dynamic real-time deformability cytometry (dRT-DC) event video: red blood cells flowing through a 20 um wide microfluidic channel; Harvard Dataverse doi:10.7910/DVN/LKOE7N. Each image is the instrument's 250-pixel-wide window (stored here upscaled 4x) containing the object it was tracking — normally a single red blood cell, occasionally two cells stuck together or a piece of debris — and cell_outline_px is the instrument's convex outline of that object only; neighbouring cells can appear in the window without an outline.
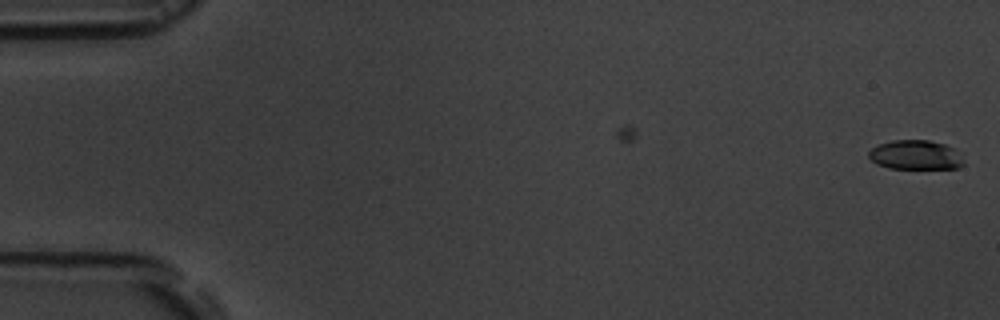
{"species": "common noctule bat (a hibernating species)", "species_latin": "Nyctalus noctula", "temperature_condition": "room temperature", "stored_images_in_passage": 2, "camera_frame_rate_fps": 3000, "um_per_image_px": 0.085, "animal": {"sex": "male", "body_mass_g": 19.5, "forearm_length_mm": 54.6}, "frame": {"image": 1, "passage_image": 2, "time_ms": 1.0, "image_size_px": [1000, 320], "cell_outline_px": [[964, 164], [956, 168], [888, 168], [876, 164], [868, 156], [868, 152], [876, 144], [892, 140], [928, 140], [944, 144], [952, 148]], "centroid_in_image_um": [77.72, 13.16], "position_along_channel_um": 7.3, "area_um2": 16.01}}